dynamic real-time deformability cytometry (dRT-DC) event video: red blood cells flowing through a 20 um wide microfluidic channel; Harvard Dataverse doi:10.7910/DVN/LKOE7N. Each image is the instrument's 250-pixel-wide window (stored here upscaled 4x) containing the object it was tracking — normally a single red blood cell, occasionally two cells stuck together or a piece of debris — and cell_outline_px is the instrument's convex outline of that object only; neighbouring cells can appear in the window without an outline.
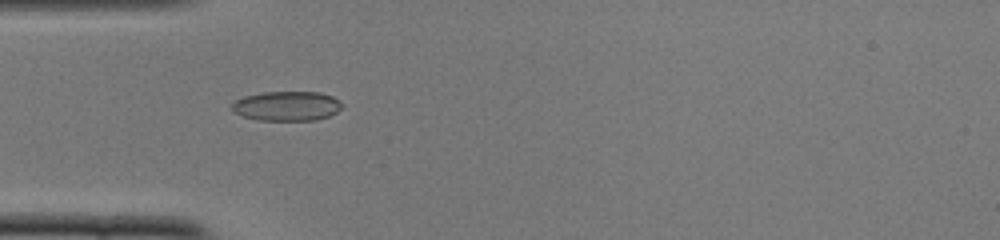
{"species": "common noctule bat (a hibernating species)", "species_latin": "Nyctalus noctula", "temperature_condition": "cold", "stored_images_in_passage": 52, "camera_frame_rate_fps": 3000, "um_per_image_px": 0.085, "animal": {"sex": "female", "body_mass_g": 22.0, "forearm_length_mm": 56.7}, "frame": {"image": 1, "passage_image": 16, "time_ms": 5.0, "image_size_px": [1000, 240], "cell_outline_px": [[344, 104], [336, 112], [328, 116], [316, 120], [260, 120], [244, 116], [232, 112], [232, 104], [236, 100], [244, 96], [264, 92], [320, 92], [332, 96]], "centroid_in_image_um": [24.38, 9.01], "position_along_channel_um": 60.6, "area_um2": 18.9}}
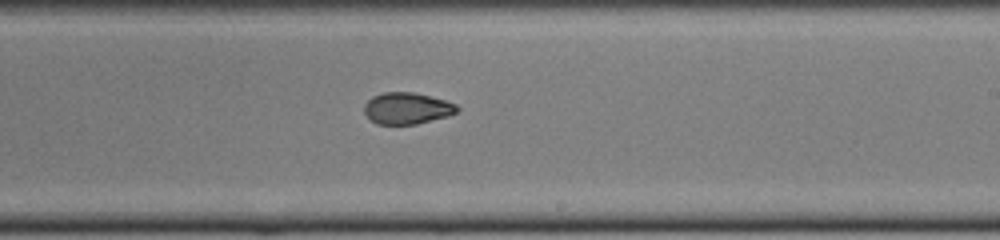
{"frame": {"image": 2, "passage_image": 31, "time_ms": 10.0, "image_size_px": [1000, 240], "cell_outline_px": [[460, 108], [456, 112], [448, 116], [416, 124], [376, 124], [364, 112], [364, 104], [372, 96], [384, 92], [412, 92], [444, 100], [456, 104]], "centroid_in_image_um": [34.58, 9.2], "position_along_channel_um": 254.4, "area_um2": 16.94}}
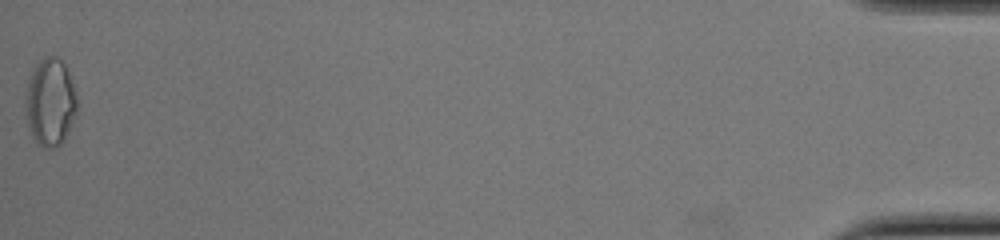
{"frame": {"image": 3, "passage_image": 52, "time_ms": 17.0, "image_size_px": [1000, 240], "cell_outline_px": [[76, 112], [60, 144], [52, 148], [44, 148], [32, 136], [28, 124], [24, 100], [28, 80], [36, 64], [44, 56], [56, 56], [64, 64], [68, 72], [76, 96]], "centroid_in_image_um": [4.23, 8.65], "position_along_channel_um": 431.0, "area_um2": 25.72}, "authors_computed_cell_mechanics": {"area_um2": 18.207, "velocity_mm_per_s": 3.9077, "shape_relaxation_time_tau1_ms": 6.2623, "shape_relaxation_time_tau2_ms": 2.0688, "deformation_change_tau1": 0.1667, "deformation_change_tau2": 0.0571}}